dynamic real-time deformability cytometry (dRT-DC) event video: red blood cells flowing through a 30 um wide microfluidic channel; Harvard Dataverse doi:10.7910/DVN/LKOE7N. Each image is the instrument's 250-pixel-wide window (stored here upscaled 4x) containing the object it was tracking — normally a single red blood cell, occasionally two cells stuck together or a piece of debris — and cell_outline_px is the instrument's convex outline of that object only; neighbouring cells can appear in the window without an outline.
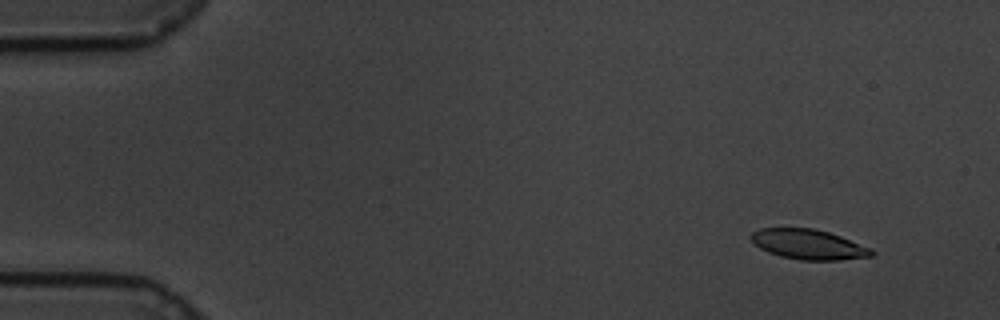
{"species": "common noctule bat (a hibernating species)", "species_latin": "Nyctalus noctula", "temperature_condition": "cold", "stored_images_in_passage": 49, "camera_frame_rate_fps": 3000, "um_per_image_px": 0.085, "animal": {"sex": "male", "body_mass_g": 19.5, "forearm_length_mm": 54.6}, "frame": {"image": 1, "passage_image": 6, "time_ms": 1.667, "image_size_px": [1000, 320], "cell_outline_px": [[876, 252], [872, 256], [840, 260], [800, 260], [780, 256], [768, 252], [760, 248], [748, 236], [752, 232], [760, 228], [812, 228], [828, 232], [840, 236], [872, 248]], "centroid_in_image_um": [68.73, 20.77], "position_along_channel_um": 16.3, "area_um2": 21.1}}
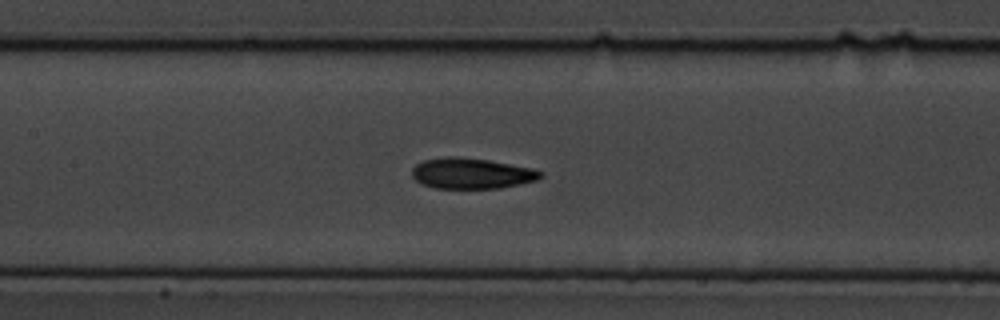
{"frame": {"image": 2, "passage_image": 29, "time_ms": 9.333, "image_size_px": [1000, 320], "cell_outline_px": [[544, 176], [536, 180], [496, 188], [436, 188], [420, 184], [412, 176], [412, 168], [416, 164], [424, 160], [444, 156], [460, 156], [488, 160], [532, 168], [544, 172]], "centroid_in_image_um": [40.05, 14.72], "position_along_channel_um": 167.4, "area_um2": 23.0}}
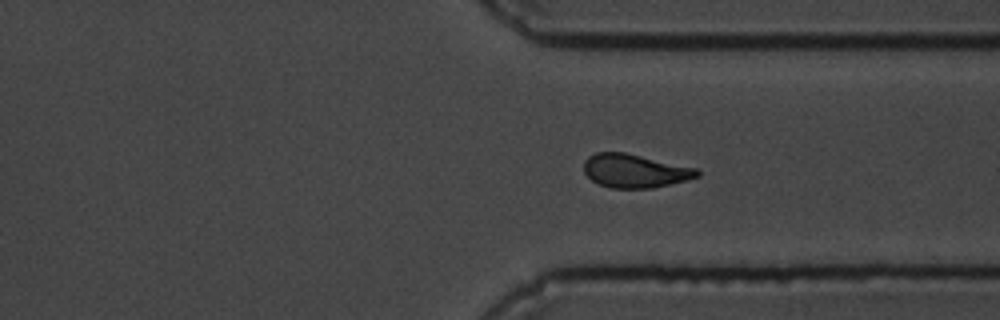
{"frame": {"image": 3, "passage_image": 46, "time_ms": 15.0, "image_size_px": [1000, 320], "cell_outline_px": [[700, 176], [688, 180], [652, 188], [612, 188], [600, 184], [592, 180], [584, 172], [584, 160], [588, 156], [596, 152], [624, 152], [700, 168]], "centroid_in_image_um": [54.01, 14.51], "position_along_channel_um": 357.4, "area_um2": 22.37}}